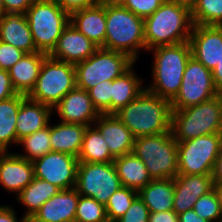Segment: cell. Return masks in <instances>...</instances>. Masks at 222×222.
Here are the masks:
<instances>
[{"label":"cell","instance_id":"6da1fadb","mask_svg":"<svg viewBox=\"0 0 222 222\" xmlns=\"http://www.w3.org/2000/svg\"><path fill=\"white\" fill-rule=\"evenodd\" d=\"M171 102L144 89L115 115L134 138L162 134L171 129Z\"/></svg>","mask_w":222,"mask_h":222},{"label":"cell","instance_id":"7a4b0ae2","mask_svg":"<svg viewBox=\"0 0 222 222\" xmlns=\"http://www.w3.org/2000/svg\"><path fill=\"white\" fill-rule=\"evenodd\" d=\"M192 27L190 6L165 0L153 14L144 19L146 52L157 46L189 41Z\"/></svg>","mask_w":222,"mask_h":222},{"label":"cell","instance_id":"3957f363","mask_svg":"<svg viewBox=\"0 0 222 222\" xmlns=\"http://www.w3.org/2000/svg\"><path fill=\"white\" fill-rule=\"evenodd\" d=\"M148 51L153 55L152 83L145 89L171 102L179 92L185 67L192 56L190 43L162 45Z\"/></svg>","mask_w":222,"mask_h":222},{"label":"cell","instance_id":"277c9868","mask_svg":"<svg viewBox=\"0 0 222 222\" xmlns=\"http://www.w3.org/2000/svg\"><path fill=\"white\" fill-rule=\"evenodd\" d=\"M103 48L121 52L135 62L146 52L144 19L123 6H106V37Z\"/></svg>","mask_w":222,"mask_h":222},{"label":"cell","instance_id":"5b68a950","mask_svg":"<svg viewBox=\"0 0 222 222\" xmlns=\"http://www.w3.org/2000/svg\"><path fill=\"white\" fill-rule=\"evenodd\" d=\"M222 95H216L198 105L172 110L171 133L178 142L221 132Z\"/></svg>","mask_w":222,"mask_h":222},{"label":"cell","instance_id":"8992f818","mask_svg":"<svg viewBox=\"0 0 222 222\" xmlns=\"http://www.w3.org/2000/svg\"><path fill=\"white\" fill-rule=\"evenodd\" d=\"M132 152L143 161L152 180L175 178L178 175L177 141L171 130L134 138Z\"/></svg>","mask_w":222,"mask_h":222},{"label":"cell","instance_id":"52a82bcc","mask_svg":"<svg viewBox=\"0 0 222 222\" xmlns=\"http://www.w3.org/2000/svg\"><path fill=\"white\" fill-rule=\"evenodd\" d=\"M25 15L36 49L49 55L70 23V15L56 0H35Z\"/></svg>","mask_w":222,"mask_h":222},{"label":"cell","instance_id":"ba28073f","mask_svg":"<svg viewBox=\"0 0 222 222\" xmlns=\"http://www.w3.org/2000/svg\"><path fill=\"white\" fill-rule=\"evenodd\" d=\"M76 87L74 64L47 55L36 84L27 97L53 109L69 91Z\"/></svg>","mask_w":222,"mask_h":222},{"label":"cell","instance_id":"9c48e42d","mask_svg":"<svg viewBox=\"0 0 222 222\" xmlns=\"http://www.w3.org/2000/svg\"><path fill=\"white\" fill-rule=\"evenodd\" d=\"M136 63L124 53L99 47L88 59L74 65L76 86L87 91L100 82L122 76Z\"/></svg>","mask_w":222,"mask_h":222},{"label":"cell","instance_id":"30bf717a","mask_svg":"<svg viewBox=\"0 0 222 222\" xmlns=\"http://www.w3.org/2000/svg\"><path fill=\"white\" fill-rule=\"evenodd\" d=\"M222 150L220 133L208 134L177 143L178 174L212 175Z\"/></svg>","mask_w":222,"mask_h":222},{"label":"cell","instance_id":"8fae6325","mask_svg":"<svg viewBox=\"0 0 222 222\" xmlns=\"http://www.w3.org/2000/svg\"><path fill=\"white\" fill-rule=\"evenodd\" d=\"M121 186L113 162L78 163L75 189L80 195L106 205L110 196Z\"/></svg>","mask_w":222,"mask_h":222},{"label":"cell","instance_id":"7c38bea8","mask_svg":"<svg viewBox=\"0 0 222 222\" xmlns=\"http://www.w3.org/2000/svg\"><path fill=\"white\" fill-rule=\"evenodd\" d=\"M218 95L212 72L193 56L187 62L182 83L171 101L172 110H182L198 105Z\"/></svg>","mask_w":222,"mask_h":222},{"label":"cell","instance_id":"4fadbf2b","mask_svg":"<svg viewBox=\"0 0 222 222\" xmlns=\"http://www.w3.org/2000/svg\"><path fill=\"white\" fill-rule=\"evenodd\" d=\"M78 158L73 155L51 151L33 161L35 178L48 181L60 190L76 186Z\"/></svg>","mask_w":222,"mask_h":222},{"label":"cell","instance_id":"5bb4252c","mask_svg":"<svg viewBox=\"0 0 222 222\" xmlns=\"http://www.w3.org/2000/svg\"><path fill=\"white\" fill-rule=\"evenodd\" d=\"M189 43L192 56L210 71L222 60V26L193 24Z\"/></svg>","mask_w":222,"mask_h":222},{"label":"cell","instance_id":"9a60e30c","mask_svg":"<svg viewBox=\"0 0 222 222\" xmlns=\"http://www.w3.org/2000/svg\"><path fill=\"white\" fill-rule=\"evenodd\" d=\"M60 121L91 126L101 115L94 107L86 90L75 88L69 91L53 108Z\"/></svg>","mask_w":222,"mask_h":222},{"label":"cell","instance_id":"2e32d148","mask_svg":"<svg viewBox=\"0 0 222 222\" xmlns=\"http://www.w3.org/2000/svg\"><path fill=\"white\" fill-rule=\"evenodd\" d=\"M35 178L33 162L10 151L0 152V186L15 197Z\"/></svg>","mask_w":222,"mask_h":222},{"label":"cell","instance_id":"e0dca14e","mask_svg":"<svg viewBox=\"0 0 222 222\" xmlns=\"http://www.w3.org/2000/svg\"><path fill=\"white\" fill-rule=\"evenodd\" d=\"M98 48L99 46L69 23L49 55L54 59L75 65L88 59Z\"/></svg>","mask_w":222,"mask_h":222},{"label":"cell","instance_id":"ac0fdd59","mask_svg":"<svg viewBox=\"0 0 222 222\" xmlns=\"http://www.w3.org/2000/svg\"><path fill=\"white\" fill-rule=\"evenodd\" d=\"M173 211L180 215L193 209L195 202L213 189L212 175H182L174 178Z\"/></svg>","mask_w":222,"mask_h":222},{"label":"cell","instance_id":"d6986e66","mask_svg":"<svg viewBox=\"0 0 222 222\" xmlns=\"http://www.w3.org/2000/svg\"><path fill=\"white\" fill-rule=\"evenodd\" d=\"M80 194L75 188L60 190L48 199L29 222H69L75 220Z\"/></svg>","mask_w":222,"mask_h":222},{"label":"cell","instance_id":"ffe728a7","mask_svg":"<svg viewBox=\"0 0 222 222\" xmlns=\"http://www.w3.org/2000/svg\"><path fill=\"white\" fill-rule=\"evenodd\" d=\"M93 125L100 131L115 158L133 151L134 137L115 114H101Z\"/></svg>","mask_w":222,"mask_h":222},{"label":"cell","instance_id":"44dd1931","mask_svg":"<svg viewBox=\"0 0 222 222\" xmlns=\"http://www.w3.org/2000/svg\"><path fill=\"white\" fill-rule=\"evenodd\" d=\"M0 41L25 53L38 52L25 14L4 13L0 16Z\"/></svg>","mask_w":222,"mask_h":222},{"label":"cell","instance_id":"7402d4cb","mask_svg":"<svg viewBox=\"0 0 222 222\" xmlns=\"http://www.w3.org/2000/svg\"><path fill=\"white\" fill-rule=\"evenodd\" d=\"M70 23L97 46L105 44L106 6L98 3L75 11L70 14Z\"/></svg>","mask_w":222,"mask_h":222},{"label":"cell","instance_id":"603a6c76","mask_svg":"<svg viewBox=\"0 0 222 222\" xmlns=\"http://www.w3.org/2000/svg\"><path fill=\"white\" fill-rule=\"evenodd\" d=\"M53 109L26 97L20 105L16 118L17 144L22 138L48 126Z\"/></svg>","mask_w":222,"mask_h":222},{"label":"cell","instance_id":"cb8c5ba5","mask_svg":"<svg viewBox=\"0 0 222 222\" xmlns=\"http://www.w3.org/2000/svg\"><path fill=\"white\" fill-rule=\"evenodd\" d=\"M47 55L48 54L41 51L25 53L23 57L8 70L13 88L17 93L28 95L31 92L40 74L44 58Z\"/></svg>","mask_w":222,"mask_h":222},{"label":"cell","instance_id":"d4e9b609","mask_svg":"<svg viewBox=\"0 0 222 222\" xmlns=\"http://www.w3.org/2000/svg\"><path fill=\"white\" fill-rule=\"evenodd\" d=\"M86 128V125L78 123L62 121L54 123V125L50 123L52 151L67 153L78 158Z\"/></svg>","mask_w":222,"mask_h":222},{"label":"cell","instance_id":"484cf974","mask_svg":"<svg viewBox=\"0 0 222 222\" xmlns=\"http://www.w3.org/2000/svg\"><path fill=\"white\" fill-rule=\"evenodd\" d=\"M134 66L135 64L122 76L111 82V114H115L135 100L145 89L146 85H143L145 80L134 72Z\"/></svg>","mask_w":222,"mask_h":222},{"label":"cell","instance_id":"4316f807","mask_svg":"<svg viewBox=\"0 0 222 222\" xmlns=\"http://www.w3.org/2000/svg\"><path fill=\"white\" fill-rule=\"evenodd\" d=\"M174 178L152 180L138 191L150 213L173 210Z\"/></svg>","mask_w":222,"mask_h":222},{"label":"cell","instance_id":"83f0119b","mask_svg":"<svg viewBox=\"0 0 222 222\" xmlns=\"http://www.w3.org/2000/svg\"><path fill=\"white\" fill-rule=\"evenodd\" d=\"M113 164L124 187L139 191L152 181L143 161L133 152L116 157Z\"/></svg>","mask_w":222,"mask_h":222},{"label":"cell","instance_id":"f1b7e54d","mask_svg":"<svg viewBox=\"0 0 222 222\" xmlns=\"http://www.w3.org/2000/svg\"><path fill=\"white\" fill-rule=\"evenodd\" d=\"M27 97L16 94L0 101V152L9 151V147L17 145L16 118L21 102Z\"/></svg>","mask_w":222,"mask_h":222},{"label":"cell","instance_id":"f546056e","mask_svg":"<svg viewBox=\"0 0 222 222\" xmlns=\"http://www.w3.org/2000/svg\"><path fill=\"white\" fill-rule=\"evenodd\" d=\"M60 189L48 181L34 178L15 198L20 205L25 207L23 216L28 220Z\"/></svg>","mask_w":222,"mask_h":222},{"label":"cell","instance_id":"4dcf8cb0","mask_svg":"<svg viewBox=\"0 0 222 222\" xmlns=\"http://www.w3.org/2000/svg\"><path fill=\"white\" fill-rule=\"evenodd\" d=\"M114 159L115 157L110 153L100 131L94 125L87 126L78 161L85 163H112Z\"/></svg>","mask_w":222,"mask_h":222},{"label":"cell","instance_id":"1f68e13d","mask_svg":"<svg viewBox=\"0 0 222 222\" xmlns=\"http://www.w3.org/2000/svg\"><path fill=\"white\" fill-rule=\"evenodd\" d=\"M19 145L22 146L24 152L23 154L22 152L16 154L32 162L51 152L50 123L43 129L19 140L17 146Z\"/></svg>","mask_w":222,"mask_h":222},{"label":"cell","instance_id":"d6a6232c","mask_svg":"<svg viewBox=\"0 0 222 222\" xmlns=\"http://www.w3.org/2000/svg\"><path fill=\"white\" fill-rule=\"evenodd\" d=\"M190 10L193 24L222 26V0H196Z\"/></svg>","mask_w":222,"mask_h":222},{"label":"cell","instance_id":"836d02e7","mask_svg":"<svg viewBox=\"0 0 222 222\" xmlns=\"http://www.w3.org/2000/svg\"><path fill=\"white\" fill-rule=\"evenodd\" d=\"M137 197L135 189L121 186L116 190L105 205L108 221L115 222L121 218Z\"/></svg>","mask_w":222,"mask_h":222},{"label":"cell","instance_id":"e575fe53","mask_svg":"<svg viewBox=\"0 0 222 222\" xmlns=\"http://www.w3.org/2000/svg\"><path fill=\"white\" fill-rule=\"evenodd\" d=\"M75 220L77 222H109L105 205L94 198L80 195Z\"/></svg>","mask_w":222,"mask_h":222},{"label":"cell","instance_id":"d590c367","mask_svg":"<svg viewBox=\"0 0 222 222\" xmlns=\"http://www.w3.org/2000/svg\"><path fill=\"white\" fill-rule=\"evenodd\" d=\"M193 209L198 216L209 222H222V210L214 189L199 197Z\"/></svg>","mask_w":222,"mask_h":222},{"label":"cell","instance_id":"8d00e7d4","mask_svg":"<svg viewBox=\"0 0 222 222\" xmlns=\"http://www.w3.org/2000/svg\"><path fill=\"white\" fill-rule=\"evenodd\" d=\"M111 82L103 81L87 90L94 107L100 114H111Z\"/></svg>","mask_w":222,"mask_h":222},{"label":"cell","instance_id":"74e56055","mask_svg":"<svg viewBox=\"0 0 222 222\" xmlns=\"http://www.w3.org/2000/svg\"><path fill=\"white\" fill-rule=\"evenodd\" d=\"M164 1L165 0H126L123 7L138 17L145 19L153 14Z\"/></svg>","mask_w":222,"mask_h":222},{"label":"cell","instance_id":"f35d334b","mask_svg":"<svg viewBox=\"0 0 222 222\" xmlns=\"http://www.w3.org/2000/svg\"><path fill=\"white\" fill-rule=\"evenodd\" d=\"M150 211L138 196L125 214L115 222H149Z\"/></svg>","mask_w":222,"mask_h":222},{"label":"cell","instance_id":"ab89813d","mask_svg":"<svg viewBox=\"0 0 222 222\" xmlns=\"http://www.w3.org/2000/svg\"><path fill=\"white\" fill-rule=\"evenodd\" d=\"M24 54L25 52L13 45L0 41V69L9 70Z\"/></svg>","mask_w":222,"mask_h":222},{"label":"cell","instance_id":"60d3db41","mask_svg":"<svg viewBox=\"0 0 222 222\" xmlns=\"http://www.w3.org/2000/svg\"><path fill=\"white\" fill-rule=\"evenodd\" d=\"M58 5L69 15L75 11L96 5L99 0H56Z\"/></svg>","mask_w":222,"mask_h":222},{"label":"cell","instance_id":"b9f144b4","mask_svg":"<svg viewBox=\"0 0 222 222\" xmlns=\"http://www.w3.org/2000/svg\"><path fill=\"white\" fill-rule=\"evenodd\" d=\"M18 94L13 88L8 70L0 69V101Z\"/></svg>","mask_w":222,"mask_h":222},{"label":"cell","instance_id":"7bdbcfd3","mask_svg":"<svg viewBox=\"0 0 222 222\" xmlns=\"http://www.w3.org/2000/svg\"><path fill=\"white\" fill-rule=\"evenodd\" d=\"M35 0H3L4 13L25 14Z\"/></svg>","mask_w":222,"mask_h":222},{"label":"cell","instance_id":"ee69618b","mask_svg":"<svg viewBox=\"0 0 222 222\" xmlns=\"http://www.w3.org/2000/svg\"><path fill=\"white\" fill-rule=\"evenodd\" d=\"M17 212L11 205H0V222H29V220L22 216L18 219Z\"/></svg>","mask_w":222,"mask_h":222},{"label":"cell","instance_id":"f6af8a7d","mask_svg":"<svg viewBox=\"0 0 222 222\" xmlns=\"http://www.w3.org/2000/svg\"><path fill=\"white\" fill-rule=\"evenodd\" d=\"M149 222H178V215L173 210L150 213Z\"/></svg>","mask_w":222,"mask_h":222},{"label":"cell","instance_id":"bcb514c9","mask_svg":"<svg viewBox=\"0 0 222 222\" xmlns=\"http://www.w3.org/2000/svg\"><path fill=\"white\" fill-rule=\"evenodd\" d=\"M211 72L217 93L222 95V60L218 62Z\"/></svg>","mask_w":222,"mask_h":222},{"label":"cell","instance_id":"7dc6e473","mask_svg":"<svg viewBox=\"0 0 222 222\" xmlns=\"http://www.w3.org/2000/svg\"><path fill=\"white\" fill-rule=\"evenodd\" d=\"M178 222H209L198 216L194 209H190L178 215Z\"/></svg>","mask_w":222,"mask_h":222},{"label":"cell","instance_id":"c3c4849f","mask_svg":"<svg viewBox=\"0 0 222 222\" xmlns=\"http://www.w3.org/2000/svg\"><path fill=\"white\" fill-rule=\"evenodd\" d=\"M213 183H222V150L216 159L212 173Z\"/></svg>","mask_w":222,"mask_h":222},{"label":"cell","instance_id":"681fc988","mask_svg":"<svg viewBox=\"0 0 222 222\" xmlns=\"http://www.w3.org/2000/svg\"><path fill=\"white\" fill-rule=\"evenodd\" d=\"M126 0H99L103 6H123Z\"/></svg>","mask_w":222,"mask_h":222},{"label":"cell","instance_id":"f907efd6","mask_svg":"<svg viewBox=\"0 0 222 222\" xmlns=\"http://www.w3.org/2000/svg\"><path fill=\"white\" fill-rule=\"evenodd\" d=\"M213 189L215 190L219 203H220V207L222 210V183H213Z\"/></svg>","mask_w":222,"mask_h":222},{"label":"cell","instance_id":"816d5d0a","mask_svg":"<svg viewBox=\"0 0 222 222\" xmlns=\"http://www.w3.org/2000/svg\"><path fill=\"white\" fill-rule=\"evenodd\" d=\"M170 1H174V2H180L186 5H189L191 7V5L196 1V0H170Z\"/></svg>","mask_w":222,"mask_h":222},{"label":"cell","instance_id":"f5cc1de1","mask_svg":"<svg viewBox=\"0 0 222 222\" xmlns=\"http://www.w3.org/2000/svg\"><path fill=\"white\" fill-rule=\"evenodd\" d=\"M4 14V5H3V0H0V16Z\"/></svg>","mask_w":222,"mask_h":222}]
</instances>
